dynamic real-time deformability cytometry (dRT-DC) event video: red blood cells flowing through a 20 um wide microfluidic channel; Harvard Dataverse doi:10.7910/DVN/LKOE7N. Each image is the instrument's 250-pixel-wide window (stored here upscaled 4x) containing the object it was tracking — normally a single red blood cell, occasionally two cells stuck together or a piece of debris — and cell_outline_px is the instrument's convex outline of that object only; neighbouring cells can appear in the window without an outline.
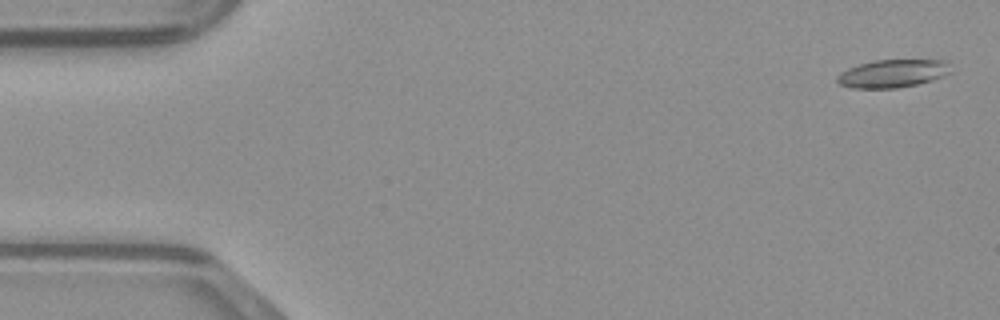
{"species": "common noctule bat (a hibernating species)", "species_latin": "Nyctalus noctula", "temperature_condition": "warm", "stored_images_in_passage": 49, "camera_frame_rate_fps": 3000, "um_per_image_px": 0.085, "animal": {"sex": "male", "body_mass_g": 23.1, "forearm_length_mm": 52.7}, "frame": {"image": 1, "passage_image": 2, "time_ms": 0.333, "image_size_px": [1000, 320], "cell_outline_px": [[952, 72], [944, 76], [932, 80], [916, 84], [896, 88], [852, 88], [840, 84], [836, 80], [836, 76], [840, 72], [848, 68], [860, 64], [876, 60], [948, 60]], "centroid_in_image_um": [75.9, 6.24], "position_along_channel_um": 9.1, "area_um2": 18.55}}
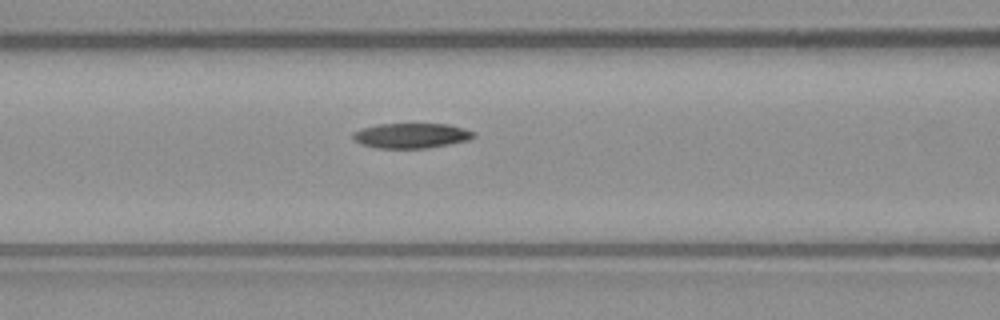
{"frame": {"image": 2, "passage_image": 20, "time_ms": 6.333, "image_size_px": [1000, 320], "cell_outline_px": [[476, 136], [468, 140], [448, 144], [424, 148], [376, 148], [360, 144], [352, 136], [352, 132], [376, 124], [448, 124], [464, 128], [476, 132]], "centroid_in_image_um": [34.97, 11.52], "position_along_channel_um": 131.6, "area_um2": 17.57}}
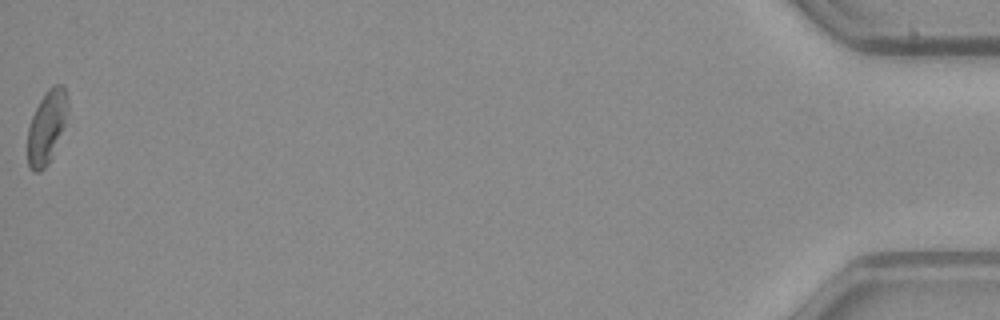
{"frame": {"image": 3, "passage_image": 49, "time_ms": 16.0, "image_size_px": [1000, 320], "cell_outline_px": [[68, 108], [64, 128], [52, 156], [48, 164], [40, 172], [32, 172], [28, 168], [28, 128], [32, 116], [40, 100], [48, 88], [52, 84], [64, 84], [68, 96]], "centroid_in_image_um": [3.99, 10.78], "position_along_channel_um": 431.2, "area_um2": 17.34}}